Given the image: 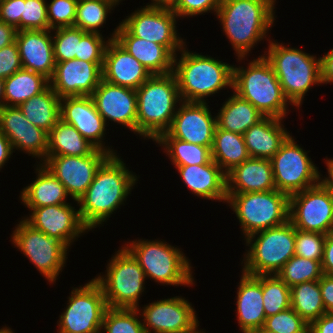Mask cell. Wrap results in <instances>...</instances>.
I'll list each match as a JSON object with an SVG mask.
<instances>
[{
  "label": "cell",
  "instance_id": "obj_1",
  "mask_svg": "<svg viewBox=\"0 0 333 333\" xmlns=\"http://www.w3.org/2000/svg\"><path fill=\"white\" fill-rule=\"evenodd\" d=\"M121 157L119 154L110 155L97 169L92 183L77 201L80 219L89 231L104 226L125 205L137 186L140 176L130 171Z\"/></svg>",
  "mask_w": 333,
  "mask_h": 333
},
{
  "label": "cell",
  "instance_id": "obj_2",
  "mask_svg": "<svg viewBox=\"0 0 333 333\" xmlns=\"http://www.w3.org/2000/svg\"><path fill=\"white\" fill-rule=\"evenodd\" d=\"M275 6L271 0H221L215 18L235 57H248L257 44L271 40L269 34L278 18Z\"/></svg>",
  "mask_w": 333,
  "mask_h": 333
},
{
  "label": "cell",
  "instance_id": "obj_3",
  "mask_svg": "<svg viewBox=\"0 0 333 333\" xmlns=\"http://www.w3.org/2000/svg\"><path fill=\"white\" fill-rule=\"evenodd\" d=\"M187 46L174 56L173 64L181 101L207 102L221 90L233 89V63L189 51Z\"/></svg>",
  "mask_w": 333,
  "mask_h": 333
},
{
  "label": "cell",
  "instance_id": "obj_4",
  "mask_svg": "<svg viewBox=\"0 0 333 333\" xmlns=\"http://www.w3.org/2000/svg\"><path fill=\"white\" fill-rule=\"evenodd\" d=\"M233 65V91L249 101L265 117L285 119L293 105L285 97L279 80L265 56L260 54L249 60L237 57ZM247 59V60H246ZM248 61L245 63V61ZM244 65H241L240 64ZM246 64V65H245ZM246 66V67H245Z\"/></svg>",
  "mask_w": 333,
  "mask_h": 333
},
{
  "label": "cell",
  "instance_id": "obj_5",
  "mask_svg": "<svg viewBox=\"0 0 333 333\" xmlns=\"http://www.w3.org/2000/svg\"><path fill=\"white\" fill-rule=\"evenodd\" d=\"M136 136L155 142L166 133L181 103L175 74L151 75L138 89Z\"/></svg>",
  "mask_w": 333,
  "mask_h": 333
},
{
  "label": "cell",
  "instance_id": "obj_6",
  "mask_svg": "<svg viewBox=\"0 0 333 333\" xmlns=\"http://www.w3.org/2000/svg\"><path fill=\"white\" fill-rule=\"evenodd\" d=\"M159 239H131L124 241L123 246L138 261L146 279H152L151 282L170 287L195 286V269L183 249Z\"/></svg>",
  "mask_w": 333,
  "mask_h": 333
},
{
  "label": "cell",
  "instance_id": "obj_7",
  "mask_svg": "<svg viewBox=\"0 0 333 333\" xmlns=\"http://www.w3.org/2000/svg\"><path fill=\"white\" fill-rule=\"evenodd\" d=\"M264 56L270 62L288 101L300 110L306 94L320 86V58L291 45L272 39ZM315 85V86H314Z\"/></svg>",
  "mask_w": 333,
  "mask_h": 333
},
{
  "label": "cell",
  "instance_id": "obj_8",
  "mask_svg": "<svg viewBox=\"0 0 333 333\" xmlns=\"http://www.w3.org/2000/svg\"><path fill=\"white\" fill-rule=\"evenodd\" d=\"M295 234L296 228L288 220L242 239L248 247L240 258L241 271L254 276L277 274L295 255Z\"/></svg>",
  "mask_w": 333,
  "mask_h": 333
},
{
  "label": "cell",
  "instance_id": "obj_9",
  "mask_svg": "<svg viewBox=\"0 0 333 333\" xmlns=\"http://www.w3.org/2000/svg\"><path fill=\"white\" fill-rule=\"evenodd\" d=\"M113 254L107 261L105 273L96 274L94 279L101 286L108 307L138 309L146 293L145 273L123 245Z\"/></svg>",
  "mask_w": 333,
  "mask_h": 333
},
{
  "label": "cell",
  "instance_id": "obj_10",
  "mask_svg": "<svg viewBox=\"0 0 333 333\" xmlns=\"http://www.w3.org/2000/svg\"><path fill=\"white\" fill-rule=\"evenodd\" d=\"M289 195L278 191L227 194L226 204L240 224L242 238L289 220Z\"/></svg>",
  "mask_w": 333,
  "mask_h": 333
},
{
  "label": "cell",
  "instance_id": "obj_11",
  "mask_svg": "<svg viewBox=\"0 0 333 333\" xmlns=\"http://www.w3.org/2000/svg\"><path fill=\"white\" fill-rule=\"evenodd\" d=\"M10 242L29 259L49 285L56 284L66 267L70 249L61 241L34 229L22 217L14 226Z\"/></svg>",
  "mask_w": 333,
  "mask_h": 333
},
{
  "label": "cell",
  "instance_id": "obj_12",
  "mask_svg": "<svg viewBox=\"0 0 333 333\" xmlns=\"http://www.w3.org/2000/svg\"><path fill=\"white\" fill-rule=\"evenodd\" d=\"M66 307L57 320V333H100L108 308L99 283L91 280L72 287Z\"/></svg>",
  "mask_w": 333,
  "mask_h": 333
},
{
  "label": "cell",
  "instance_id": "obj_13",
  "mask_svg": "<svg viewBox=\"0 0 333 333\" xmlns=\"http://www.w3.org/2000/svg\"><path fill=\"white\" fill-rule=\"evenodd\" d=\"M295 138V139H294ZM292 134L270 159L276 190L289 196L319 184L320 170Z\"/></svg>",
  "mask_w": 333,
  "mask_h": 333
},
{
  "label": "cell",
  "instance_id": "obj_14",
  "mask_svg": "<svg viewBox=\"0 0 333 333\" xmlns=\"http://www.w3.org/2000/svg\"><path fill=\"white\" fill-rule=\"evenodd\" d=\"M178 21L179 18L172 9L145 5L119 22L131 35L163 45L175 56L187 43L178 32Z\"/></svg>",
  "mask_w": 333,
  "mask_h": 333
},
{
  "label": "cell",
  "instance_id": "obj_15",
  "mask_svg": "<svg viewBox=\"0 0 333 333\" xmlns=\"http://www.w3.org/2000/svg\"><path fill=\"white\" fill-rule=\"evenodd\" d=\"M139 306L145 333H201L198 314L183 296L162 298Z\"/></svg>",
  "mask_w": 333,
  "mask_h": 333
},
{
  "label": "cell",
  "instance_id": "obj_16",
  "mask_svg": "<svg viewBox=\"0 0 333 333\" xmlns=\"http://www.w3.org/2000/svg\"><path fill=\"white\" fill-rule=\"evenodd\" d=\"M289 221L296 229L328 234L333 231V195L320 183L290 195Z\"/></svg>",
  "mask_w": 333,
  "mask_h": 333
},
{
  "label": "cell",
  "instance_id": "obj_17",
  "mask_svg": "<svg viewBox=\"0 0 333 333\" xmlns=\"http://www.w3.org/2000/svg\"><path fill=\"white\" fill-rule=\"evenodd\" d=\"M110 156L109 153L95 149L86 156H51L41 163L65 187L67 194L78 206V200L92 183L97 169Z\"/></svg>",
  "mask_w": 333,
  "mask_h": 333
},
{
  "label": "cell",
  "instance_id": "obj_18",
  "mask_svg": "<svg viewBox=\"0 0 333 333\" xmlns=\"http://www.w3.org/2000/svg\"><path fill=\"white\" fill-rule=\"evenodd\" d=\"M70 202L38 208H28L29 214L22 218L34 229L42 231L51 238L64 243L69 249L71 245L85 233L90 232L82 223L79 208Z\"/></svg>",
  "mask_w": 333,
  "mask_h": 333
},
{
  "label": "cell",
  "instance_id": "obj_19",
  "mask_svg": "<svg viewBox=\"0 0 333 333\" xmlns=\"http://www.w3.org/2000/svg\"><path fill=\"white\" fill-rule=\"evenodd\" d=\"M209 102L181 101L169 130L159 138H176L201 146H212L217 124L216 114L211 112Z\"/></svg>",
  "mask_w": 333,
  "mask_h": 333
},
{
  "label": "cell",
  "instance_id": "obj_20",
  "mask_svg": "<svg viewBox=\"0 0 333 333\" xmlns=\"http://www.w3.org/2000/svg\"><path fill=\"white\" fill-rule=\"evenodd\" d=\"M60 119L74 126L96 149L103 150L110 155L119 154L105 140L108 126L97 111L91 96L62 97L60 100Z\"/></svg>",
  "mask_w": 333,
  "mask_h": 333
},
{
  "label": "cell",
  "instance_id": "obj_21",
  "mask_svg": "<svg viewBox=\"0 0 333 333\" xmlns=\"http://www.w3.org/2000/svg\"><path fill=\"white\" fill-rule=\"evenodd\" d=\"M0 130L11 143L13 152H22L35 158L36 163L46 159L48 132L30 123L17 106L0 110Z\"/></svg>",
  "mask_w": 333,
  "mask_h": 333
},
{
  "label": "cell",
  "instance_id": "obj_22",
  "mask_svg": "<svg viewBox=\"0 0 333 333\" xmlns=\"http://www.w3.org/2000/svg\"><path fill=\"white\" fill-rule=\"evenodd\" d=\"M97 111L107 126L115 123L136 135L137 94L136 90L101 80L91 95ZM111 123H110V122Z\"/></svg>",
  "mask_w": 333,
  "mask_h": 333
},
{
  "label": "cell",
  "instance_id": "obj_23",
  "mask_svg": "<svg viewBox=\"0 0 333 333\" xmlns=\"http://www.w3.org/2000/svg\"><path fill=\"white\" fill-rule=\"evenodd\" d=\"M103 62L71 59L57 62L50 87L60 97L91 96L102 80Z\"/></svg>",
  "mask_w": 333,
  "mask_h": 333
},
{
  "label": "cell",
  "instance_id": "obj_24",
  "mask_svg": "<svg viewBox=\"0 0 333 333\" xmlns=\"http://www.w3.org/2000/svg\"><path fill=\"white\" fill-rule=\"evenodd\" d=\"M15 41L22 68L42 74L50 80L56 65L52 30L17 31Z\"/></svg>",
  "mask_w": 333,
  "mask_h": 333
},
{
  "label": "cell",
  "instance_id": "obj_25",
  "mask_svg": "<svg viewBox=\"0 0 333 333\" xmlns=\"http://www.w3.org/2000/svg\"><path fill=\"white\" fill-rule=\"evenodd\" d=\"M150 72L115 39L107 45L102 67V79L119 86L138 89Z\"/></svg>",
  "mask_w": 333,
  "mask_h": 333
},
{
  "label": "cell",
  "instance_id": "obj_26",
  "mask_svg": "<svg viewBox=\"0 0 333 333\" xmlns=\"http://www.w3.org/2000/svg\"><path fill=\"white\" fill-rule=\"evenodd\" d=\"M240 282L235 296L236 320L242 333L264 326L266 314L263 305L262 275L254 276L240 271Z\"/></svg>",
  "mask_w": 333,
  "mask_h": 333
},
{
  "label": "cell",
  "instance_id": "obj_27",
  "mask_svg": "<svg viewBox=\"0 0 333 333\" xmlns=\"http://www.w3.org/2000/svg\"><path fill=\"white\" fill-rule=\"evenodd\" d=\"M174 167L184 186L195 197L226 204V173L213 160L202 165Z\"/></svg>",
  "mask_w": 333,
  "mask_h": 333
},
{
  "label": "cell",
  "instance_id": "obj_28",
  "mask_svg": "<svg viewBox=\"0 0 333 333\" xmlns=\"http://www.w3.org/2000/svg\"><path fill=\"white\" fill-rule=\"evenodd\" d=\"M270 159L249 157L226 173L227 194L275 190Z\"/></svg>",
  "mask_w": 333,
  "mask_h": 333
},
{
  "label": "cell",
  "instance_id": "obj_29",
  "mask_svg": "<svg viewBox=\"0 0 333 333\" xmlns=\"http://www.w3.org/2000/svg\"><path fill=\"white\" fill-rule=\"evenodd\" d=\"M115 40L151 75H165L173 72L174 56L163 45L131 35L120 23Z\"/></svg>",
  "mask_w": 333,
  "mask_h": 333
},
{
  "label": "cell",
  "instance_id": "obj_30",
  "mask_svg": "<svg viewBox=\"0 0 333 333\" xmlns=\"http://www.w3.org/2000/svg\"><path fill=\"white\" fill-rule=\"evenodd\" d=\"M284 121L275 117H264L243 134L250 157L271 159L278 152L292 134L287 131Z\"/></svg>",
  "mask_w": 333,
  "mask_h": 333
},
{
  "label": "cell",
  "instance_id": "obj_31",
  "mask_svg": "<svg viewBox=\"0 0 333 333\" xmlns=\"http://www.w3.org/2000/svg\"><path fill=\"white\" fill-rule=\"evenodd\" d=\"M33 167L36 177L22 188L19 195V200L25 208L70 203L71 197L67 194L64 185L43 164L35 163Z\"/></svg>",
  "mask_w": 333,
  "mask_h": 333
},
{
  "label": "cell",
  "instance_id": "obj_32",
  "mask_svg": "<svg viewBox=\"0 0 333 333\" xmlns=\"http://www.w3.org/2000/svg\"><path fill=\"white\" fill-rule=\"evenodd\" d=\"M220 105L216 114V124L220 129L244 134L251 126L257 124L265 116L249 101L243 99L233 90ZM230 96V97H229Z\"/></svg>",
  "mask_w": 333,
  "mask_h": 333
},
{
  "label": "cell",
  "instance_id": "obj_33",
  "mask_svg": "<svg viewBox=\"0 0 333 333\" xmlns=\"http://www.w3.org/2000/svg\"><path fill=\"white\" fill-rule=\"evenodd\" d=\"M96 148L88 142L79 131L59 119L48 132V146L46 157L51 156H86Z\"/></svg>",
  "mask_w": 333,
  "mask_h": 333
},
{
  "label": "cell",
  "instance_id": "obj_34",
  "mask_svg": "<svg viewBox=\"0 0 333 333\" xmlns=\"http://www.w3.org/2000/svg\"><path fill=\"white\" fill-rule=\"evenodd\" d=\"M211 155L212 160L225 173L250 157L242 134L220 129L217 126L214 131Z\"/></svg>",
  "mask_w": 333,
  "mask_h": 333
},
{
  "label": "cell",
  "instance_id": "obj_35",
  "mask_svg": "<svg viewBox=\"0 0 333 333\" xmlns=\"http://www.w3.org/2000/svg\"><path fill=\"white\" fill-rule=\"evenodd\" d=\"M49 86V79L42 74L21 68L4 80L5 106L19 107Z\"/></svg>",
  "mask_w": 333,
  "mask_h": 333
},
{
  "label": "cell",
  "instance_id": "obj_36",
  "mask_svg": "<svg viewBox=\"0 0 333 333\" xmlns=\"http://www.w3.org/2000/svg\"><path fill=\"white\" fill-rule=\"evenodd\" d=\"M60 100L49 86L42 93L23 102L19 108L30 123L49 132L60 119Z\"/></svg>",
  "mask_w": 333,
  "mask_h": 333
},
{
  "label": "cell",
  "instance_id": "obj_37",
  "mask_svg": "<svg viewBox=\"0 0 333 333\" xmlns=\"http://www.w3.org/2000/svg\"><path fill=\"white\" fill-rule=\"evenodd\" d=\"M154 144L161 146L173 166L202 165L212 160V146H201L176 138H158Z\"/></svg>",
  "mask_w": 333,
  "mask_h": 333
},
{
  "label": "cell",
  "instance_id": "obj_38",
  "mask_svg": "<svg viewBox=\"0 0 333 333\" xmlns=\"http://www.w3.org/2000/svg\"><path fill=\"white\" fill-rule=\"evenodd\" d=\"M291 308L308 324L326 313L319 280L303 282L290 287Z\"/></svg>",
  "mask_w": 333,
  "mask_h": 333
},
{
  "label": "cell",
  "instance_id": "obj_39",
  "mask_svg": "<svg viewBox=\"0 0 333 333\" xmlns=\"http://www.w3.org/2000/svg\"><path fill=\"white\" fill-rule=\"evenodd\" d=\"M121 2L105 0H78L74 27L89 33L102 35L108 16L113 14ZM113 11V12H112Z\"/></svg>",
  "mask_w": 333,
  "mask_h": 333
},
{
  "label": "cell",
  "instance_id": "obj_40",
  "mask_svg": "<svg viewBox=\"0 0 333 333\" xmlns=\"http://www.w3.org/2000/svg\"><path fill=\"white\" fill-rule=\"evenodd\" d=\"M276 275L289 287H293L303 282L319 280L324 273L321 262L294 255Z\"/></svg>",
  "mask_w": 333,
  "mask_h": 333
},
{
  "label": "cell",
  "instance_id": "obj_41",
  "mask_svg": "<svg viewBox=\"0 0 333 333\" xmlns=\"http://www.w3.org/2000/svg\"><path fill=\"white\" fill-rule=\"evenodd\" d=\"M145 333L138 309L110 308L103 316L100 333Z\"/></svg>",
  "mask_w": 333,
  "mask_h": 333
},
{
  "label": "cell",
  "instance_id": "obj_42",
  "mask_svg": "<svg viewBox=\"0 0 333 333\" xmlns=\"http://www.w3.org/2000/svg\"><path fill=\"white\" fill-rule=\"evenodd\" d=\"M262 293L266 317L291 307L290 287L276 274L262 275Z\"/></svg>",
  "mask_w": 333,
  "mask_h": 333
},
{
  "label": "cell",
  "instance_id": "obj_43",
  "mask_svg": "<svg viewBox=\"0 0 333 333\" xmlns=\"http://www.w3.org/2000/svg\"><path fill=\"white\" fill-rule=\"evenodd\" d=\"M86 33L76 27L52 29L55 62L75 59V55H78L79 42Z\"/></svg>",
  "mask_w": 333,
  "mask_h": 333
},
{
  "label": "cell",
  "instance_id": "obj_44",
  "mask_svg": "<svg viewBox=\"0 0 333 333\" xmlns=\"http://www.w3.org/2000/svg\"><path fill=\"white\" fill-rule=\"evenodd\" d=\"M263 328L274 333H309V324L291 307L266 317Z\"/></svg>",
  "mask_w": 333,
  "mask_h": 333
},
{
  "label": "cell",
  "instance_id": "obj_45",
  "mask_svg": "<svg viewBox=\"0 0 333 333\" xmlns=\"http://www.w3.org/2000/svg\"><path fill=\"white\" fill-rule=\"evenodd\" d=\"M118 25L119 23L112 34L110 32V37L87 32L79 42L78 55H75V58L86 62H103L107 45L110 40L115 39Z\"/></svg>",
  "mask_w": 333,
  "mask_h": 333
},
{
  "label": "cell",
  "instance_id": "obj_46",
  "mask_svg": "<svg viewBox=\"0 0 333 333\" xmlns=\"http://www.w3.org/2000/svg\"><path fill=\"white\" fill-rule=\"evenodd\" d=\"M21 30H49L47 0H22Z\"/></svg>",
  "mask_w": 333,
  "mask_h": 333
},
{
  "label": "cell",
  "instance_id": "obj_47",
  "mask_svg": "<svg viewBox=\"0 0 333 333\" xmlns=\"http://www.w3.org/2000/svg\"><path fill=\"white\" fill-rule=\"evenodd\" d=\"M326 234L296 229L295 255L322 262Z\"/></svg>",
  "mask_w": 333,
  "mask_h": 333
},
{
  "label": "cell",
  "instance_id": "obj_48",
  "mask_svg": "<svg viewBox=\"0 0 333 333\" xmlns=\"http://www.w3.org/2000/svg\"><path fill=\"white\" fill-rule=\"evenodd\" d=\"M78 0L47 1L49 30L60 27H74Z\"/></svg>",
  "mask_w": 333,
  "mask_h": 333
},
{
  "label": "cell",
  "instance_id": "obj_49",
  "mask_svg": "<svg viewBox=\"0 0 333 333\" xmlns=\"http://www.w3.org/2000/svg\"><path fill=\"white\" fill-rule=\"evenodd\" d=\"M220 4L221 0H179L172 11L180 20L210 12L215 16Z\"/></svg>",
  "mask_w": 333,
  "mask_h": 333
},
{
  "label": "cell",
  "instance_id": "obj_50",
  "mask_svg": "<svg viewBox=\"0 0 333 333\" xmlns=\"http://www.w3.org/2000/svg\"><path fill=\"white\" fill-rule=\"evenodd\" d=\"M22 68L19 48L14 41L0 49V78L6 79Z\"/></svg>",
  "mask_w": 333,
  "mask_h": 333
},
{
  "label": "cell",
  "instance_id": "obj_51",
  "mask_svg": "<svg viewBox=\"0 0 333 333\" xmlns=\"http://www.w3.org/2000/svg\"><path fill=\"white\" fill-rule=\"evenodd\" d=\"M22 14V0L0 1V21L7 23L20 31V19Z\"/></svg>",
  "mask_w": 333,
  "mask_h": 333
},
{
  "label": "cell",
  "instance_id": "obj_52",
  "mask_svg": "<svg viewBox=\"0 0 333 333\" xmlns=\"http://www.w3.org/2000/svg\"><path fill=\"white\" fill-rule=\"evenodd\" d=\"M323 304L326 312L333 313V275H323L319 279Z\"/></svg>",
  "mask_w": 333,
  "mask_h": 333
},
{
  "label": "cell",
  "instance_id": "obj_53",
  "mask_svg": "<svg viewBox=\"0 0 333 333\" xmlns=\"http://www.w3.org/2000/svg\"><path fill=\"white\" fill-rule=\"evenodd\" d=\"M320 58V80L321 84H333V48L325 52Z\"/></svg>",
  "mask_w": 333,
  "mask_h": 333
},
{
  "label": "cell",
  "instance_id": "obj_54",
  "mask_svg": "<svg viewBox=\"0 0 333 333\" xmlns=\"http://www.w3.org/2000/svg\"><path fill=\"white\" fill-rule=\"evenodd\" d=\"M321 264L325 275H333V231L326 234Z\"/></svg>",
  "mask_w": 333,
  "mask_h": 333
},
{
  "label": "cell",
  "instance_id": "obj_55",
  "mask_svg": "<svg viewBox=\"0 0 333 333\" xmlns=\"http://www.w3.org/2000/svg\"><path fill=\"white\" fill-rule=\"evenodd\" d=\"M309 333H333V313L326 312L309 324Z\"/></svg>",
  "mask_w": 333,
  "mask_h": 333
},
{
  "label": "cell",
  "instance_id": "obj_56",
  "mask_svg": "<svg viewBox=\"0 0 333 333\" xmlns=\"http://www.w3.org/2000/svg\"><path fill=\"white\" fill-rule=\"evenodd\" d=\"M17 29L0 21V49L10 45L16 40Z\"/></svg>",
  "mask_w": 333,
  "mask_h": 333
},
{
  "label": "cell",
  "instance_id": "obj_57",
  "mask_svg": "<svg viewBox=\"0 0 333 333\" xmlns=\"http://www.w3.org/2000/svg\"><path fill=\"white\" fill-rule=\"evenodd\" d=\"M13 153L10 141L0 130V172L5 165L7 166L6 163L9 162Z\"/></svg>",
  "mask_w": 333,
  "mask_h": 333
},
{
  "label": "cell",
  "instance_id": "obj_58",
  "mask_svg": "<svg viewBox=\"0 0 333 333\" xmlns=\"http://www.w3.org/2000/svg\"><path fill=\"white\" fill-rule=\"evenodd\" d=\"M324 164L326 165L327 174L323 176L320 170L319 183L329 190L333 195V158H324Z\"/></svg>",
  "mask_w": 333,
  "mask_h": 333
},
{
  "label": "cell",
  "instance_id": "obj_59",
  "mask_svg": "<svg viewBox=\"0 0 333 333\" xmlns=\"http://www.w3.org/2000/svg\"><path fill=\"white\" fill-rule=\"evenodd\" d=\"M179 0H151L146 6L173 9Z\"/></svg>",
  "mask_w": 333,
  "mask_h": 333
},
{
  "label": "cell",
  "instance_id": "obj_60",
  "mask_svg": "<svg viewBox=\"0 0 333 333\" xmlns=\"http://www.w3.org/2000/svg\"><path fill=\"white\" fill-rule=\"evenodd\" d=\"M5 106L4 79L0 78V110Z\"/></svg>",
  "mask_w": 333,
  "mask_h": 333
},
{
  "label": "cell",
  "instance_id": "obj_61",
  "mask_svg": "<svg viewBox=\"0 0 333 333\" xmlns=\"http://www.w3.org/2000/svg\"><path fill=\"white\" fill-rule=\"evenodd\" d=\"M0 333H15V331L5 324V326L0 328Z\"/></svg>",
  "mask_w": 333,
  "mask_h": 333
},
{
  "label": "cell",
  "instance_id": "obj_62",
  "mask_svg": "<svg viewBox=\"0 0 333 333\" xmlns=\"http://www.w3.org/2000/svg\"><path fill=\"white\" fill-rule=\"evenodd\" d=\"M249 333H274V332H270V331L266 330L265 328L261 327V328H257L256 330H253Z\"/></svg>",
  "mask_w": 333,
  "mask_h": 333
},
{
  "label": "cell",
  "instance_id": "obj_63",
  "mask_svg": "<svg viewBox=\"0 0 333 333\" xmlns=\"http://www.w3.org/2000/svg\"><path fill=\"white\" fill-rule=\"evenodd\" d=\"M105 1H111V2H122V1H125V0H105Z\"/></svg>",
  "mask_w": 333,
  "mask_h": 333
},
{
  "label": "cell",
  "instance_id": "obj_64",
  "mask_svg": "<svg viewBox=\"0 0 333 333\" xmlns=\"http://www.w3.org/2000/svg\"><path fill=\"white\" fill-rule=\"evenodd\" d=\"M271 1L276 5L277 0H271Z\"/></svg>",
  "mask_w": 333,
  "mask_h": 333
}]
</instances>
